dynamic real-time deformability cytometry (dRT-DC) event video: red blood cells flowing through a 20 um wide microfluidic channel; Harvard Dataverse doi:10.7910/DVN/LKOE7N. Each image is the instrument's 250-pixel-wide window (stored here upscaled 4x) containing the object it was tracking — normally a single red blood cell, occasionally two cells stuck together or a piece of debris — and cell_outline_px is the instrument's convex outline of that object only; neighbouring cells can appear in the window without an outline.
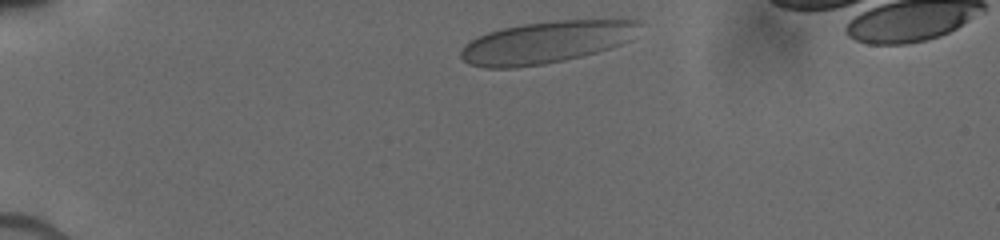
{"species": "human", "species_latin": "Homo sapiens", "temperature_condition": "cold", "stored_images_in_passage": 5, "camera_frame_rate_fps": 3000, "um_per_image_px": 0.085, "donor": {"sex": "male"}, "frame": {"image": 1, "passage_image": 1, "time_ms": 0.0, "image_size_px": [1000, 240], "cell_outline_px": [[636, 24], [628, 40], [620, 44], [596, 52], [564, 60], [544, 64], [516, 68], [488, 68], [472, 64], [464, 60], [460, 56], [460, 52], [472, 40], [488, 32], [504, 28], [524, 24], [556, 20], [636, 20]], "centroid_in_image_um": [46.35, 3.61], "position_along_channel_um": 38.7, "area_um2": 42.48}}
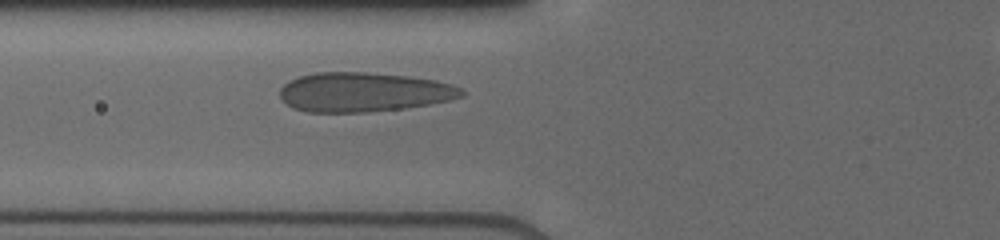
{"frame": {"image": 2, "passage_image": 5, "time_ms": 3.0, "image_size_px": [1000, 240], "cell_outline_px": [[464, 96], [448, 100], [428, 104], [404, 108], [364, 112], [308, 112], [292, 108], [280, 100], [280, 88], [288, 80], [300, 76], [316, 72], [364, 72], [408, 76], [436, 80], [452, 84], [460, 88], [464, 92]], "centroid_in_image_um": [30.87, 7.82], "position_along_channel_um": 94.9, "area_um2": 41.79}}